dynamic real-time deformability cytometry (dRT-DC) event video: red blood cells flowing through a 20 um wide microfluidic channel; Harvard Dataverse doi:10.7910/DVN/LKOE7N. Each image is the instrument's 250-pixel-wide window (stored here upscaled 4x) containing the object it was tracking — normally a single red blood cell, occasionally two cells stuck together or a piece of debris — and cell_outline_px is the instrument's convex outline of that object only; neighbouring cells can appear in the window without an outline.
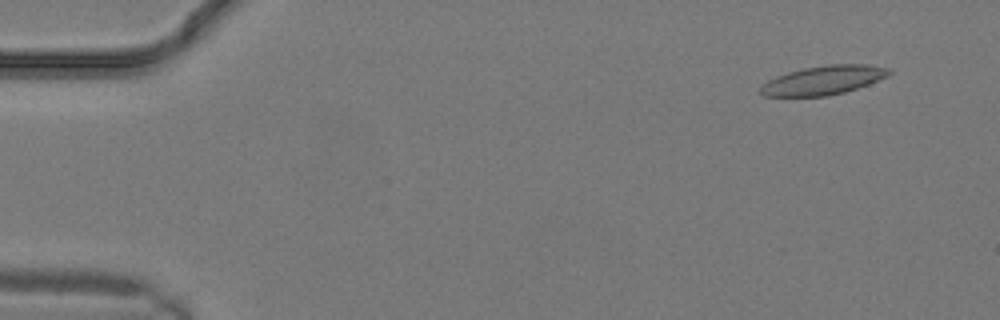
{"species": "common noctule bat (a hibernating species)", "species_latin": "Nyctalus noctula", "temperature_condition": "warm", "stored_images_in_passage": 13, "camera_frame_rate_fps": 3000, "um_per_image_px": 0.085, "animal": {"sex": "male", "body_mass_g": 19.2, "forearm_length_mm": 51.8}, "frame": {"image": 1, "passage_image": 2, "time_ms": 0.333, "image_size_px": [1000, 320], "cell_outline_px": [[892, 72], [888, 76], [868, 84], [844, 92], [828, 96], [764, 96], [760, 92], [760, 84], [776, 76], [788, 72], [804, 68], [828, 64], [868, 64], [888, 68]], "centroid_in_image_um": [69.97, 6.81], "position_along_channel_um": 15.0, "area_um2": 21.68}}
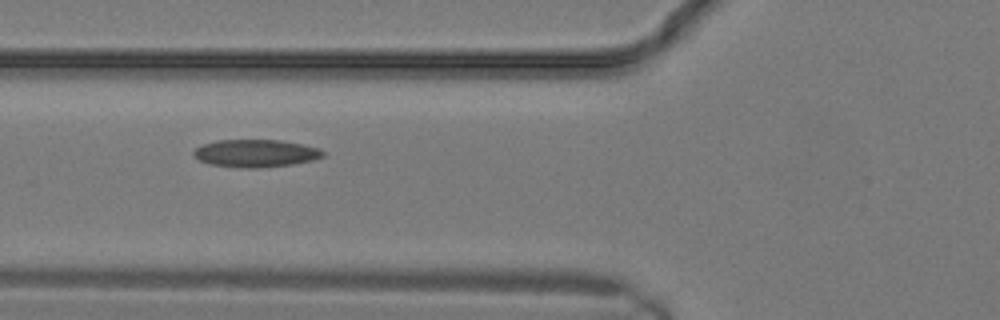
{"frame": {"image": 2, "passage_image": 10, "time_ms": 3.0, "image_size_px": [1000, 320], "cell_outline_px": [[324, 156], [312, 160], [292, 164], [256, 168], [240, 168], [208, 164], [200, 160], [192, 152], [196, 148], [204, 144], [216, 140], [280, 140], [320, 148], [324, 152]], "centroid_in_image_um": [21.73, 13.03], "position_along_channel_um": 104.1, "area_um2": 20.69}}
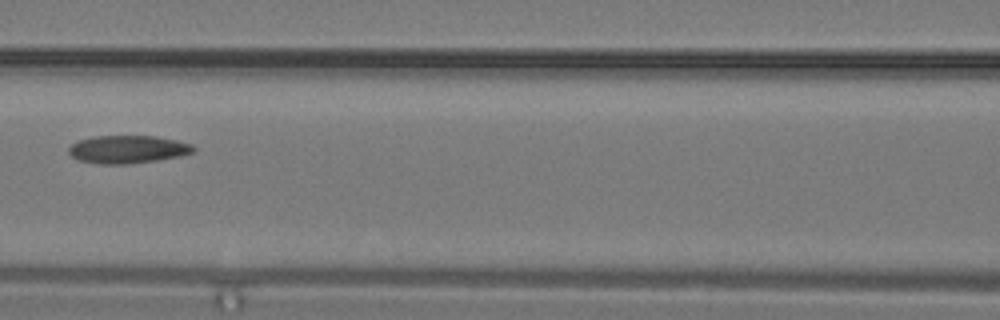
{"frame": {"image": 3, "passage_image": 12, "time_ms": 3.667, "image_size_px": [1000, 320], "cell_outline_px": [[196, 152], [184, 156], [132, 164], [96, 164], [76, 160], [68, 152], [68, 148], [76, 140], [92, 136], [156, 136], [176, 140], [192, 144], [196, 148]], "centroid_in_image_um": [10.87, 12.7], "position_along_channel_um": 155.7, "area_um2": 20.81}}